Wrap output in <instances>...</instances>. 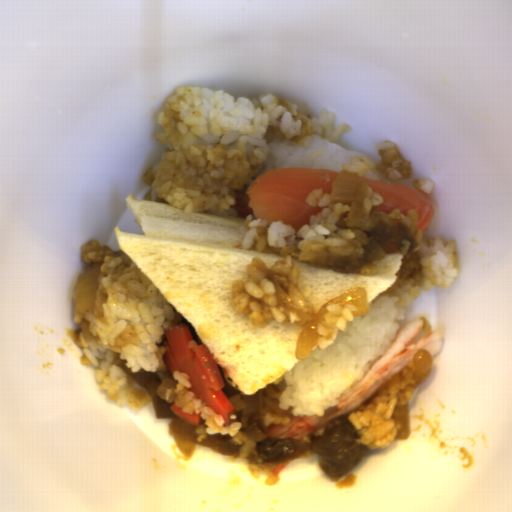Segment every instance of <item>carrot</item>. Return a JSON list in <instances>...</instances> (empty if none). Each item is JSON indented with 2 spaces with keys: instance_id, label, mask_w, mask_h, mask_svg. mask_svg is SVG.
<instances>
[{
  "instance_id": "2",
  "label": "carrot",
  "mask_w": 512,
  "mask_h": 512,
  "mask_svg": "<svg viewBox=\"0 0 512 512\" xmlns=\"http://www.w3.org/2000/svg\"><path fill=\"white\" fill-rule=\"evenodd\" d=\"M169 408L176 415H178L179 417L193 425L198 426L199 422L203 420L201 412L196 413L195 410L193 409L192 413H183L182 408L178 407L176 402L172 404Z\"/></svg>"
},
{
  "instance_id": "1",
  "label": "carrot",
  "mask_w": 512,
  "mask_h": 512,
  "mask_svg": "<svg viewBox=\"0 0 512 512\" xmlns=\"http://www.w3.org/2000/svg\"><path fill=\"white\" fill-rule=\"evenodd\" d=\"M165 340L159 346L165 348L162 357L168 373L173 377L175 371L188 374L194 398L201 400L216 414L227 419L235 412L229 398L221 390L224 380L219 365L207 345L196 344L192 333L183 323L173 324L164 333Z\"/></svg>"
}]
</instances>
